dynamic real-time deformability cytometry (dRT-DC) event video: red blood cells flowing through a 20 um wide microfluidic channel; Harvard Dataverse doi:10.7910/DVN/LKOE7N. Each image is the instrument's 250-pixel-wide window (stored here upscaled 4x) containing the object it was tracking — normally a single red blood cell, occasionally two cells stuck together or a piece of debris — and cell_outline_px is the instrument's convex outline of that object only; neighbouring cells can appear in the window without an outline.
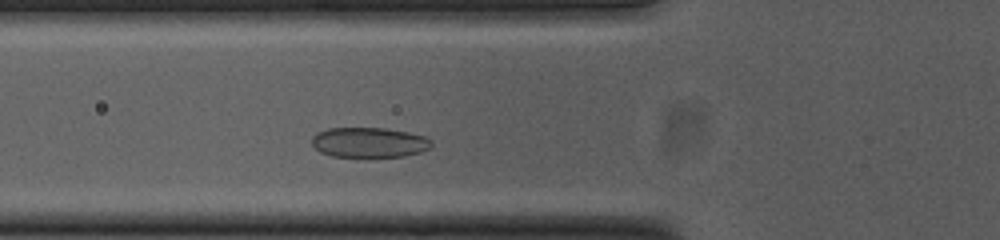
{"species": "common noctule bat (a hibernating species)", "species_latin": "Nyctalus noctula", "temperature_condition": "cold", "stored_images_in_passage": 30, "camera_frame_rate_fps": 3000, "um_per_image_px": 0.085, "animal": {"sex": "female", "body_mass_g": 23.0, "forearm_length_mm": 53.4}, "frame": {"image": 1, "passage_image": 5, "time_ms": 1.333, "image_size_px": [1000, 240], "cell_outline_px": [[432, 144], [428, 148], [420, 152], [404, 156], [332, 156], [320, 152], [312, 144], [312, 136], [316, 132], [328, 128], [384, 128], [408, 132], [424, 136], [432, 140]], "centroid_in_image_um": [31.36, 12.09], "position_along_channel_um": 94.4, "area_um2": 20.81}}
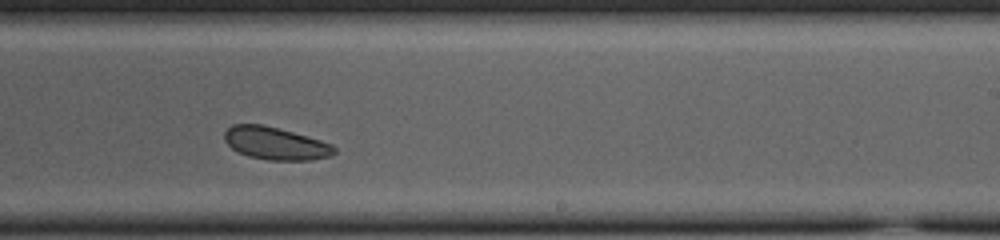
{"frame": {"image": 2, "passage_image": 19, "time_ms": 6.0, "image_size_px": [1000, 240], "cell_outline_px": [[336, 152], [332, 156], [308, 160], [268, 160], [248, 156], [232, 148], [224, 140], [224, 132], [232, 124], [260, 124], [292, 132], [320, 140], [332, 144], [336, 148]], "centroid_in_image_um": [23.42, 12.19], "position_along_channel_um": 265.6, "area_um2": 20.69}}
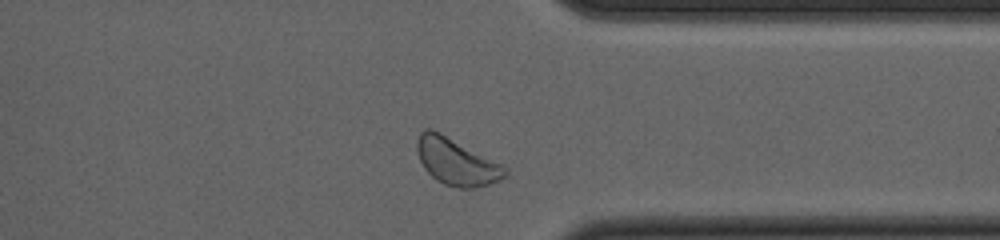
{"frame": {"image": 3, "passage_image": 28, "time_ms": 9.0, "image_size_px": [1000, 240], "cell_outline_px": [[508, 176], [500, 180], [488, 184], [472, 188], [460, 188], [444, 184], [436, 180], [424, 168], [416, 152], [416, 140], [420, 132], [424, 128], [432, 128], [440, 132], [508, 168]], "centroid_in_image_um": [38.77, 13.74], "position_along_channel_um": 372.6, "area_um2": 23.93}, "authors_computed_cell_mechanics": {"area_um2": 21.1837, "velocity_mm_per_s": 3.6724, "shape_relaxation_time_tau1_ms": 1.547, "shape_relaxation_time_tau2_ms": null, "deformation_change_tau1": 0.0578, "deformation_change_tau2": null}}